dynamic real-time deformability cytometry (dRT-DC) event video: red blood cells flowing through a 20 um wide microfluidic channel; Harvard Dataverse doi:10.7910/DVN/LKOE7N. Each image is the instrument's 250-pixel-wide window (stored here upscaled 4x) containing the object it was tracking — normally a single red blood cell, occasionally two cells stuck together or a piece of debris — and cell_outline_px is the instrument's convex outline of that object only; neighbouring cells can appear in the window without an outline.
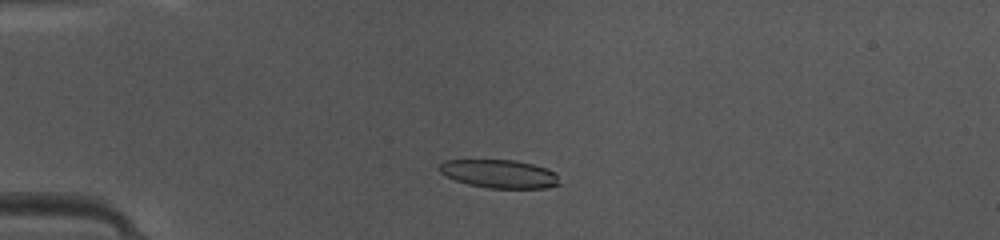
{"species": "common noctule bat (a hibernating species)", "species_latin": "Nyctalus noctula", "temperature_condition": "warm", "stored_images_in_passage": 48, "camera_frame_rate_fps": 3000, "um_per_image_px": 0.085, "animal": {"sex": "female", "body_mass_g": 10.0, "forearm_length_mm": 53.1}, "frame": {"image": 1, "passage_image": 12, "time_ms": 3.667, "image_size_px": [1000, 240], "cell_outline_px": [[560, 184], [548, 188], [488, 188], [468, 184], [456, 180], [440, 172], [440, 164], [444, 160], [516, 160], [548, 168], [556, 172]], "centroid_in_image_um": [42.5, 14.77], "position_along_channel_um": 42.5, "area_um2": 19.83}}
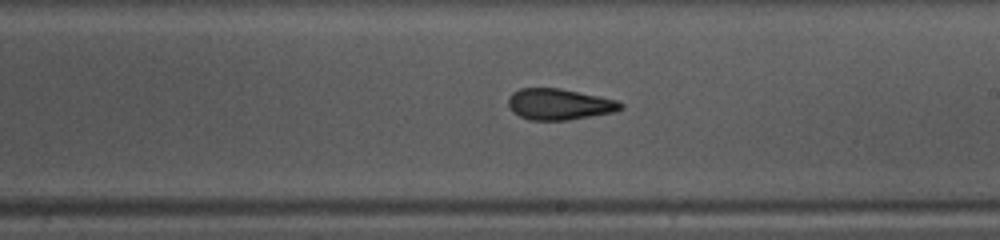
{"frame": {"image": 2, "passage_image": 28, "time_ms": 9.0, "image_size_px": [1000, 240], "cell_outline_px": [[624, 108], [616, 112], [568, 120], [528, 120], [512, 112], [508, 104], [508, 96], [512, 92], [520, 88], [560, 88], [616, 100], [624, 104]], "centroid_in_image_um": [47.53, 8.86], "position_along_channel_um": 241.5, "area_um2": 20.52}}
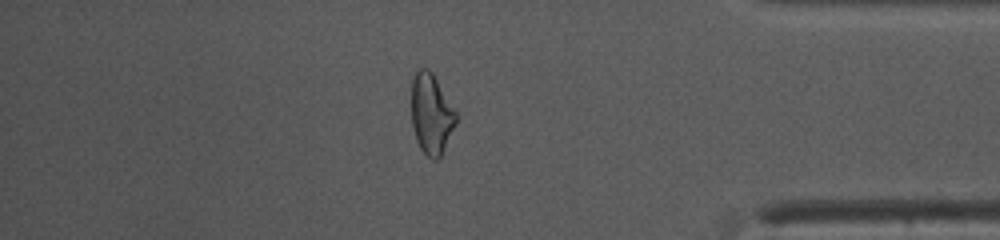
{"frame": {"image": 3, "passage_image": 41, "time_ms": 13.333, "image_size_px": [1000, 240], "cell_outline_px": [[460, 116], [440, 156], [436, 160], [432, 160], [420, 148], [416, 140], [412, 124], [412, 80], [416, 72], [420, 68], [428, 68], [432, 72]], "centroid_in_image_um": [36.69, 9.67], "position_along_channel_um": 398.5, "area_um2": 20.98}, "authors_computed_cell_mechanics": {"area_um2": 20.9814, "velocity_mm_per_s": 4.1889, "shape_relaxation_time_tau1_ms": 7.1792, "shape_relaxation_time_tau2_ms": 2.2409, "deformation_change_tau1": 0.1693, "deformation_change_tau2": 0.0989}}